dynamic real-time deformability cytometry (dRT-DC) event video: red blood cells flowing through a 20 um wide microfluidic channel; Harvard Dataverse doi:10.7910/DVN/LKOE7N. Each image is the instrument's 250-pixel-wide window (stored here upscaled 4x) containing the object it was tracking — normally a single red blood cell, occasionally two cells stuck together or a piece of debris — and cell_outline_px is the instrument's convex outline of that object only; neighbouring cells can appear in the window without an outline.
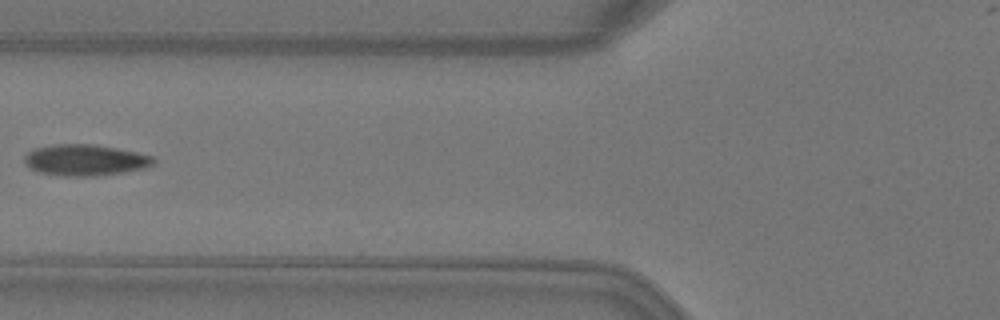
{"species": "Egyptian fruit bat (a non-hibernating species)", "species_latin": "Rousettus aegyptiacus", "temperature_condition": "warm", "stored_images_in_passage": 6, "camera_frame_rate_fps": 3000, "um_per_image_px": 0.085, "animal": {"sex": "female"}, "frame": {"image": 1, "passage_image": 6, "time_ms": 1.667, "image_size_px": [1000, 320], "cell_outline_px": [[156, 160], [152, 164], [144, 168], [96, 176], [64, 176], [40, 172], [28, 168], [24, 160], [24, 156], [28, 152], [36, 148], [56, 144], [92, 144], [116, 148], [136, 152], [152, 156]], "centroid_in_image_um": [7.21, 13.6], "position_along_channel_um": 118.6, "area_um2": 23.24}}